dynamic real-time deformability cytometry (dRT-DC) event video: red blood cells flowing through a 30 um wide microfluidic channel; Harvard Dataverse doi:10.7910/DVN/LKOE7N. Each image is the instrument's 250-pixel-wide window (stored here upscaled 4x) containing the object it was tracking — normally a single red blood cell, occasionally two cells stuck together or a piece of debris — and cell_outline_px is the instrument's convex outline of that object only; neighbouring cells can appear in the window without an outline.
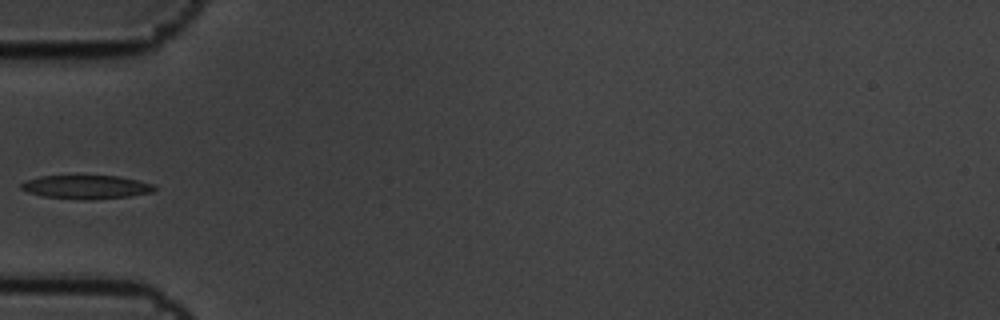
{"species": "common noctule bat (a hibernating species)", "species_latin": "Nyctalus noctula", "temperature_condition": "cold", "stored_images_in_passage": 12, "camera_frame_rate_fps": 3000, "um_per_image_px": 0.085, "animal": {"sex": "male", "body_mass_g": 19.5, "forearm_length_mm": 54.6}, "frame": {"image": 1, "passage_image": 6, "time_ms": 1.667, "image_size_px": [1000, 320], "cell_outline_px": [[156, 188], [152, 192], [128, 196], [92, 200], [88, 200], [44, 196], [28, 192], [20, 188], [20, 184], [24, 180], [40, 176], [120, 176], [156, 184]], "centroid_in_image_um": [7.34, 15.89], "position_along_channel_um": 77.7, "area_um2": 18.38}}
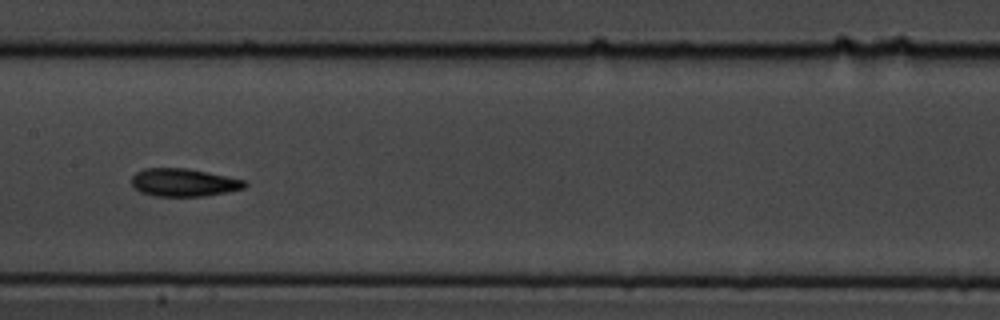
{"frame": {"image": 2, "passage_image": 9, "time_ms": 2.667, "image_size_px": [1000, 320], "cell_outline_px": [[248, 184], [244, 188], [228, 192], [204, 196], [156, 196], [140, 192], [132, 184], [132, 176], [136, 172], [144, 168], [184, 168], [208, 172], [248, 180]], "centroid_in_image_um": [15.66, 15.51], "position_along_channel_um": 191.7, "area_um2": 18.5}}
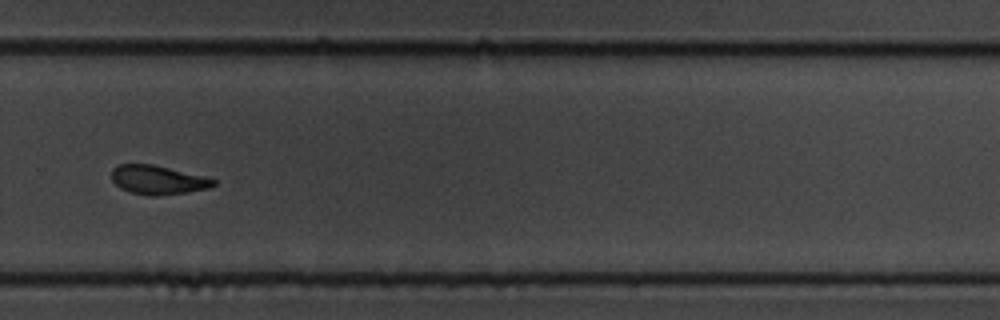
{"frame": {"image": 3, "passage_image": 12, "time_ms": 3.667, "image_size_px": [1000, 320], "cell_outline_px": [[216, 184], [208, 188], [188, 192], [160, 196], [148, 196], [132, 192], [120, 188], [112, 180], [112, 168], [116, 164], [152, 164], [204, 176], [216, 180]], "centroid_in_image_um": [13.4, 15.29], "position_along_channel_um": 316.4, "area_um2": 17.22}}